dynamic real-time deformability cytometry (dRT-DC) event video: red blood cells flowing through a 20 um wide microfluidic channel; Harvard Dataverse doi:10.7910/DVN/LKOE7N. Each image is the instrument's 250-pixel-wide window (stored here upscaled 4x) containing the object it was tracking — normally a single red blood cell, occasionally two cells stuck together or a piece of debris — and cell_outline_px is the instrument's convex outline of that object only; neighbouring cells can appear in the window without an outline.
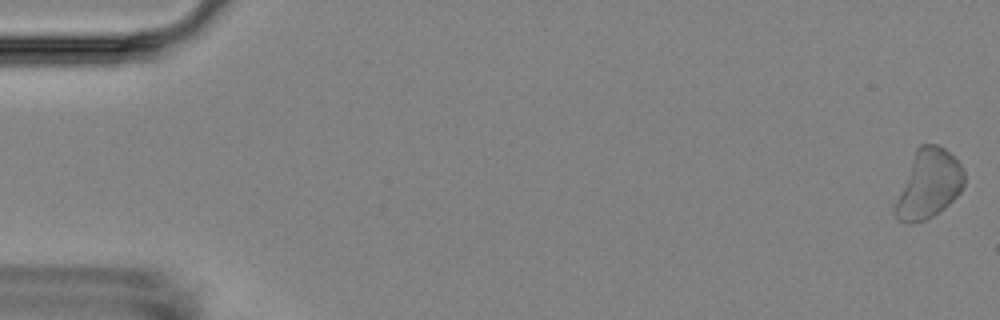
{"species": "Egyptian fruit bat (a non-hibernating species)", "species_latin": "Rousettus aegyptiacus", "temperature_condition": "room temperature", "stored_images_in_passage": 4, "camera_frame_rate_fps": 3000, "um_per_image_px": 0.085, "animal": {"sex": "female"}, "frame": {"image": 1, "passage_image": 1, "time_ms": 0.0, "image_size_px": [1000, 320], "cell_outline_px": [[964, 184], [960, 192], [944, 208], [932, 216], [924, 220], [912, 224], [908, 224], [896, 220], [892, 212], [896, 200], [916, 148], [920, 144], [936, 144], [944, 148], [964, 168]], "centroid_in_image_um": [78.91, 15.67], "position_along_channel_um": 6.1, "area_um2": 27.51}}
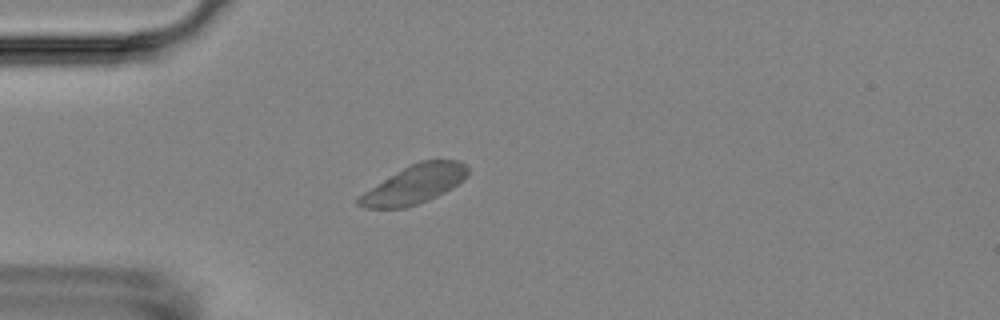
{"frame": {"image": 2, "passage_image": 4, "time_ms": 3.333, "image_size_px": [1000, 320], "cell_outline_px": [[468, 176], [464, 180], [452, 188], [428, 200], [404, 208], [364, 208], [356, 204], [356, 200], [364, 192], [396, 172], [420, 160], [460, 160], [468, 168]], "centroid_in_image_um": [35.25, 15.68], "position_along_channel_um": 49.8, "area_um2": 24.22}}